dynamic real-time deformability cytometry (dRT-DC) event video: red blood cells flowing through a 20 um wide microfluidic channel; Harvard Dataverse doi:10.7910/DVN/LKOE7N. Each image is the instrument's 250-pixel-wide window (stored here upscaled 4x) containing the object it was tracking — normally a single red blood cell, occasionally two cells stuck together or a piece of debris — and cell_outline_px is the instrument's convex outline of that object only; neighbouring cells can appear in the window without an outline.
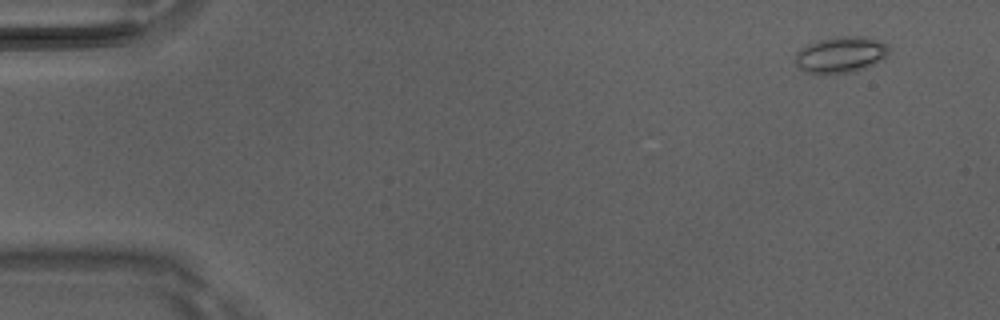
{"species": "Egyptian fruit bat (a non-hibernating species)", "species_latin": "Rousettus aegyptiacus", "temperature_condition": "room temperature", "stored_images_in_passage": 4, "camera_frame_rate_fps": 3000, "um_per_image_px": 0.085, "animal": {"sex": "male"}, "frame": {"image": 1, "passage_image": 1, "time_ms": 0.0, "image_size_px": [1000, 320], "cell_outline_px": [[888, 52], [884, 56], [864, 68], [852, 72], [824, 76], [804, 72], [796, 64], [796, 52], [800, 48], [820, 40], [836, 36], [872, 36], [888, 44]], "centroid_in_image_um": [71.43, 4.66], "position_along_channel_um": 13.6, "area_um2": 20.0}}